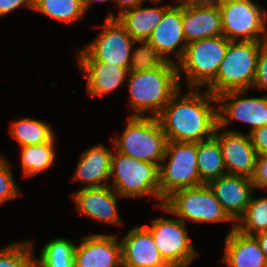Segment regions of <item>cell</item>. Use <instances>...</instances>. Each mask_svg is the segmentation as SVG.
Instances as JSON below:
<instances>
[{
	"instance_id": "27",
	"label": "cell",
	"mask_w": 267,
	"mask_h": 267,
	"mask_svg": "<svg viewBox=\"0 0 267 267\" xmlns=\"http://www.w3.org/2000/svg\"><path fill=\"white\" fill-rule=\"evenodd\" d=\"M33 10L67 25L86 15L83 0H34Z\"/></svg>"
},
{
	"instance_id": "1",
	"label": "cell",
	"mask_w": 267,
	"mask_h": 267,
	"mask_svg": "<svg viewBox=\"0 0 267 267\" xmlns=\"http://www.w3.org/2000/svg\"><path fill=\"white\" fill-rule=\"evenodd\" d=\"M181 89L157 117L167 141L197 143L213 137L218 127L217 97L200 88H189L180 96Z\"/></svg>"
},
{
	"instance_id": "33",
	"label": "cell",
	"mask_w": 267,
	"mask_h": 267,
	"mask_svg": "<svg viewBox=\"0 0 267 267\" xmlns=\"http://www.w3.org/2000/svg\"><path fill=\"white\" fill-rule=\"evenodd\" d=\"M253 88L267 91V42L260 47ZM265 95L267 96V94Z\"/></svg>"
},
{
	"instance_id": "6",
	"label": "cell",
	"mask_w": 267,
	"mask_h": 267,
	"mask_svg": "<svg viewBox=\"0 0 267 267\" xmlns=\"http://www.w3.org/2000/svg\"><path fill=\"white\" fill-rule=\"evenodd\" d=\"M159 166L160 201L173 192L204 183L200 180L197 167V143L167 141L165 155Z\"/></svg>"
},
{
	"instance_id": "29",
	"label": "cell",
	"mask_w": 267,
	"mask_h": 267,
	"mask_svg": "<svg viewBox=\"0 0 267 267\" xmlns=\"http://www.w3.org/2000/svg\"><path fill=\"white\" fill-rule=\"evenodd\" d=\"M236 229L241 233L254 236L267 231V196L251 197L244 216L237 222Z\"/></svg>"
},
{
	"instance_id": "24",
	"label": "cell",
	"mask_w": 267,
	"mask_h": 267,
	"mask_svg": "<svg viewBox=\"0 0 267 267\" xmlns=\"http://www.w3.org/2000/svg\"><path fill=\"white\" fill-rule=\"evenodd\" d=\"M197 167L204 184L227 174L219 140L215 136L197 142Z\"/></svg>"
},
{
	"instance_id": "36",
	"label": "cell",
	"mask_w": 267,
	"mask_h": 267,
	"mask_svg": "<svg viewBox=\"0 0 267 267\" xmlns=\"http://www.w3.org/2000/svg\"><path fill=\"white\" fill-rule=\"evenodd\" d=\"M22 6L33 10L34 0H0V16L6 15Z\"/></svg>"
},
{
	"instance_id": "8",
	"label": "cell",
	"mask_w": 267,
	"mask_h": 267,
	"mask_svg": "<svg viewBox=\"0 0 267 267\" xmlns=\"http://www.w3.org/2000/svg\"><path fill=\"white\" fill-rule=\"evenodd\" d=\"M158 208L174 214L184 223L188 220L198 223L232 222V227H236L208 184L177 190Z\"/></svg>"
},
{
	"instance_id": "19",
	"label": "cell",
	"mask_w": 267,
	"mask_h": 267,
	"mask_svg": "<svg viewBox=\"0 0 267 267\" xmlns=\"http://www.w3.org/2000/svg\"><path fill=\"white\" fill-rule=\"evenodd\" d=\"M80 71L87 78L89 96L108 94L125 82L128 70L106 62H91L80 50L76 56Z\"/></svg>"
},
{
	"instance_id": "18",
	"label": "cell",
	"mask_w": 267,
	"mask_h": 267,
	"mask_svg": "<svg viewBox=\"0 0 267 267\" xmlns=\"http://www.w3.org/2000/svg\"><path fill=\"white\" fill-rule=\"evenodd\" d=\"M120 242L122 267H170L143 225L130 229Z\"/></svg>"
},
{
	"instance_id": "39",
	"label": "cell",
	"mask_w": 267,
	"mask_h": 267,
	"mask_svg": "<svg viewBox=\"0 0 267 267\" xmlns=\"http://www.w3.org/2000/svg\"><path fill=\"white\" fill-rule=\"evenodd\" d=\"M254 236L259 241L261 249L264 252L265 257L267 259V231H262Z\"/></svg>"
},
{
	"instance_id": "21",
	"label": "cell",
	"mask_w": 267,
	"mask_h": 267,
	"mask_svg": "<svg viewBox=\"0 0 267 267\" xmlns=\"http://www.w3.org/2000/svg\"><path fill=\"white\" fill-rule=\"evenodd\" d=\"M113 149L103 144H97L83 152L80 157L73 180L87 183L81 188H96L108 186L111 172V157Z\"/></svg>"
},
{
	"instance_id": "9",
	"label": "cell",
	"mask_w": 267,
	"mask_h": 267,
	"mask_svg": "<svg viewBox=\"0 0 267 267\" xmlns=\"http://www.w3.org/2000/svg\"><path fill=\"white\" fill-rule=\"evenodd\" d=\"M219 10L228 40L267 42V10L254 0H224Z\"/></svg>"
},
{
	"instance_id": "4",
	"label": "cell",
	"mask_w": 267,
	"mask_h": 267,
	"mask_svg": "<svg viewBox=\"0 0 267 267\" xmlns=\"http://www.w3.org/2000/svg\"><path fill=\"white\" fill-rule=\"evenodd\" d=\"M112 141L116 151L158 167L167 145V138L158 118L147 116H130L122 134Z\"/></svg>"
},
{
	"instance_id": "41",
	"label": "cell",
	"mask_w": 267,
	"mask_h": 267,
	"mask_svg": "<svg viewBox=\"0 0 267 267\" xmlns=\"http://www.w3.org/2000/svg\"><path fill=\"white\" fill-rule=\"evenodd\" d=\"M149 1H151V2H161L163 0H149Z\"/></svg>"
},
{
	"instance_id": "31",
	"label": "cell",
	"mask_w": 267,
	"mask_h": 267,
	"mask_svg": "<svg viewBox=\"0 0 267 267\" xmlns=\"http://www.w3.org/2000/svg\"><path fill=\"white\" fill-rule=\"evenodd\" d=\"M142 44L132 49L128 72H140L160 68L167 60L147 41H136Z\"/></svg>"
},
{
	"instance_id": "37",
	"label": "cell",
	"mask_w": 267,
	"mask_h": 267,
	"mask_svg": "<svg viewBox=\"0 0 267 267\" xmlns=\"http://www.w3.org/2000/svg\"><path fill=\"white\" fill-rule=\"evenodd\" d=\"M223 1L224 0H177L175 1V4L181 7H198V6L219 7Z\"/></svg>"
},
{
	"instance_id": "3",
	"label": "cell",
	"mask_w": 267,
	"mask_h": 267,
	"mask_svg": "<svg viewBox=\"0 0 267 267\" xmlns=\"http://www.w3.org/2000/svg\"><path fill=\"white\" fill-rule=\"evenodd\" d=\"M265 42L231 41L216 77L206 86L215 97L253 87L260 47Z\"/></svg>"
},
{
	"instance_id": "2",
	"label": "cell",
	"mask_w": 267,
	"mask_h": 267,
	"mask_svg": "<svg viewBox=\"0 0 267 267\" xmlns=\"http://www.w3.org/2000/svg\"><path fill=\"white\" fill-rule=\"evenodd\" d=\"M127 88L132 117H158L172 96L181 88L177 64L166 61L160 68L128 72ZM134 112V113H133Z\"/></svg>"
},
{
	"instance_id": "26",
	"label": "cell",
	"mask_w": 267,
	"mask_h": 267,
	"mask_svg": "<svg viewBox=\"0 0 267 267\" xmlns=\"http://www.w3.org/2000/svg\"><path fill=\"white\" fill-rule=\"evenodd\" d=\"M10 135L19 146L38 145L51 141L55 137L51 125L41 120L23 117L11 123Z\"/></svg>"
},
{
	"instance_id": "11",
	"label": "cell",
	"mask_w": 267,
	"mask_h": 267,
	"mask_svg": "<svg viewBox=\"0 0 267 267\" xmlns=\"http://www.w3.org/2000/svg\"><path fill=\"white\" fill-rule=\"evenodd\" d=\"M136 41L117 19L106 18L97 37L79 49L91 62H106L128 70Z\"/></svg>"
},
{
	"instance_id": "5",
	"label": "cell",
	"mask_w": 267,
	"mask_h": 267,
	"mask_svg": "<svg viewBox=\"0 0 267 267\" xmlns=\"http://www.w3.org/2000/svg\"><path fill=\"white\" fill-rule=\"evenodd\" d=\"M230 42L223 35L189 42L176 63L180 86L183 73L189 88H205L216 77Z\"/></svg>"
},
{
	"instance_id": "22",
	"label": "cell",
	"mask_w": 267,
	"mask_h": 267,
	"mask_svg": "<svg viewBox=\"0 0 267 267\" xmlns=\"http://www.w3.org/2000/svg\"><path fill=\"white\" fill-rule=\"evenodd\" d=\"M182 28L187 43L223 35L219 7H183Z\"/></svg>"
},
{
	"instance_id": "12",
	"label": "cell",
	"mask_w": 267,
	"mask_h": 267,
	"mask_svg": "<svg viewBox=\"0 0 267 267\" xmlns=\"http://www.w3.org/2000/svg\"><path fill=\"white\" fill-rule=\"evenodd\" d=\"M248 91H228L217 96L219 128L236 120L250 125L249 134L267 125V96L246 98Z\"/></svg>"
},
{
	"instance_id": "14",
	"label": "cell",
	"mask_w": 267,
	"mask_h": 267,
	"mask_svg": "<svg viewBox=\"0 0 267 267\" xmlns=\"http://www.w3.org/2000/svg\"><path fill=\"white\" fill-rule=\"evenodd\" d=\"M75 267H122L121 242L117 234H92L74 250Z\"/></svg>"
},
{
	"instance_id": "17",
	"label": "cell",
	"mask_w": 267,
	"mask_h": 267,
	"mask_svg": "<svg viewBox=\"0 0 267 267\" xmlns=\"http://www.w3.org/2000/svg\"><path fill=\"white\" fill-rule=\"evenodd\" d=\"M118 197L110 185L96 188H79L72 197L79 213L95 221L123 225L118 210Z\"/></svg>"
},
{
	"instance_id": "40",
	"label": "cell",
	"mask_w": 267,
	"mask_h": 267,
	"mask_svg": "<svg viewBox=\"0 0 267 267\" xmlns=\"http://www.w3.org/2000/svg\"><path fill=\"white\" fill-rule=\"evenodd\" d=\"M107 1H113V0H83V4H84L85 11L87 12L90 9L91 5H93V3L107 2Z\"/></svg>"
},
{
	"instance_id": "30",
	"label": "cell",
	"mask_w": 267,
	"mask_h": 267,
	"mask_svg": "<svg viewBox=\"0 0 267 267\" xmlns=\"http://www.w3.org/2000/svg\"><path fill=\"white\" fill-rule=\"evenodd\" d=\"M32 241H19L0 249V267H35Z\"/></svg>"
},
{
	"instance_id": "28",
	"label": "cell",
	"mask_w": 267,
	"mask_h": 267,
	"mask_svg": "<svg viewBox=\"0 0 267 267\" xmlns=\"http://www.w3.org/2000/svg\"><path fill=\"white\" fill-rule=\"evenodd\" d=\"M76 243L67 238H55L47 242L38 259H34L35 267H75L74 250Z\"/></svg>"
},
{
	"instance_id": "15",
	"label": "cell",
	"mask_w": 267,
	"mask_h": 267,
	"mask_svg": "<svg viewBox=\"0 0 267 267\" xmlns=\"http://www.w3.org/2000/svg\"><path fill=\"white\" fill-rule=\"evenodd\" d=\"M182 24L183 7L177 4L171 5L165 10L162 20L147 39V42L167 61L177 63L184 54L188 43L183 34ZM172 54H175L176 59H171Z\"/></svg>"
},
{
	"instance_id": "38",
	"label": "cell",
	"mask_w": 267,
	"mask_h": 267,
	"mask_svg": "<svg viewBox=\"0 0 267 267\" xmlns=\"http://www.w3.org/2000/svg\"><path fill=\"white\" fill-rule=\"evenodd\" d=\"M113 1L119 8V14L117 15L120 16L122 13L130 9H133L136 6L141 5L142 3H145L146 0H113Z\"/></svg>"
},
{
	"instance_id": "16",
	"label": "cell",
	"mask_w": 267,
	"mask_h": 267,
	"mask_svg": "<svg viewBox=\"0 0 267 267\" xmlns=\"http://www.w3.org/2000/svg\"><path fill=\"white\" fill-rule=\"evenodd\" d=\"M208 186L221 203L225 213L237 224L244 216L255 190L252 179L226 174L211 180Z\"/></svg>"
},
{
	"instance_id": "35",
	"label": "cell",
	"mask_w": 267,
	"mask_h": 267,
	"mask_svg": "<svg viewBox=\"0 0 267 267\" xmlns=\"http://www.w3.org/2000/svg\"><path fill=\"white\" fill-rule=\"evenodd\" d=\"M251 144L256 149L258 155H267V125L255 129L249 134Z\"/></svg>"
},
{
	"instance_id": "7",
	"label": "cell",
	"mask_w": 267,
	"mask_h": 267,
	"mask_svg": "<svg viewBox=\"0 0 267 267\" xmlns=\"http://www.w3.org/2000/svg\"><path fill=\"white\" fill-rule=\"evenodd\" d=\"M112 185L120 197H145L151 195L160 200L159 167L131 158L118 151L111 157Z\"/></svg>"
},
{
	"instance_id": "25",
	"label": "cell",
	"mask_w": 267,
	"mask_h": 267,
	"mask_svg": "<svg viewBox=\"0 0 267 267\" xmlns=\"http://www.w3.org/2000/svg\"><path fill=\"white\" fill-rule=\"evenodd\" d=\"M55 141L54 137L51 141L42 144L20 146V159L24 178L37 175L54 164L56 158Z\"/></svg>"
},
{
	"instance_id": "32",
	"label": "cell",
	"mask_w": 267,
	"mask_h": 267,
	"mask_svg": "<svg viewBox=\"0 0 267 267\" xmlns=\"http://www.w3.org/2000/svg\"><path fill=\"white\" fill-rule=\"evenodd\" d=\"M11 170V163L0 154V204L21 195Z\"/></svg>"
},
{
	"instance_id": "20",
	"label": "cell",
	"mask_w": 267,
	"mask_h": 267,
	"mask_svg": "<svg viewBox=\"0 0 267 267\" xmlns=\"http://www.w3.org/2000/svg\"><path fill=\"white\" fill-rule=\"evenodd\" d=\"M222 262L226 267H267V259L255 236L232 227L225 236Z\"/></svg>"
},
{
	"instance_id": "23",
	"label": "cell",
	"mask_w": 267,
	"mask_h": 267,
	"mask_svg": "<svg viewBox=\"0 0 267 267\" xmlns=\"http://www.w3.org/2000/svg\"><path fill=\"white\" fill-rule=\"evenodd\" d=\"M154 3L157 4L158 7L151 6L143 8L144 3H142L122 13L120 16H116L113 12L108 13L106 18L117 19L135 41H147L152 31L162 20L165 10L170 6H159V2H153V4Z\"/></svg>"
},
{
	"instance_id": "13",
	"label": "cell",
	"mask_w": 267,
	"mask_h": 267,
	"mask_svg": "<svg viewBox=\"0 0 267 267\" xmlns=\"http://www.w3.org/2000/svg\"><path fill=\"white\" fill-rule=\"evenodd\" d=\"M214 136L219 140L227 174L252 179L258 154L249 135L238 130L222 132V128L217 127Z\"/></svg>"
},
{
	"instance_id": "34",
	"label": "cell",
	"mask_w": 267,
	"mask_h": 267,
	"mask_svg": "<svg viewBox=\"0 0 267 267\" xmlns=\"http://www.w3.org/2000/svg\"><path fill=\"white\" fill-rule=\"evenodd\" d=\"M254 189L267 190V155H257L256 169L252 177Z\"/></svg>"
},
{
	"instance_id": "10",
	"label": "cell",
	"mask_w": 267,
	"mask_h": 267,
	"mask_svg": "<svg viewBox=\"0 0 267 267\" xmlns=\"http://www.w3.org/2000/svg\"><path fill=\"white\" fill-rule=\"evenodd\" d=\"M186 223L177 217L154 218L144 227L152 234L162 258L170 267H187L198 252L191 244Z\"/></svg>"
}]
</instances>
